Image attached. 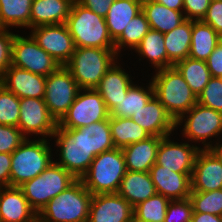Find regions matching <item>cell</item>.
Here are the masks:
<instances>
[{
  "instance_id": "obj_29",
  "label": "cell",
  "mask_w": 222,
  "mask_h": 222,
  "mask_svg": "<svg viewBox=\"0 0 222 222\" xmlns=\"http://www.w3.org/2000/svg\"><path fill=\"white\" fill-rule=\"evenodd\" d=\"M220 41L221 36L210 25L202 20H192L191 47L188 57L206 61Z\"/></svg>"
},
{
  "instance_id": "obj_46",
  "label": "cell",
  "mask_w": 222,
  "mask_h": 222,
  "mask_svg": "<svg viewBox=\"0 0 222 222\" xmlns=\"http://www.w3.org/2000/svg\"><path fill=\"white\" fill-rule=\"evenodd\" d=\"M207 67L210 71L211 77L222 76V41L218 43L214 51L206 60Z\"/></svg>"
},
{
  "instance_id": "obj_39",
  "label": "cell",
  "mask_w": 222,
  "mask_h": 222,
  "mask_svg": "<svg viewBox=\"0 0 222 222\" xmlns=\"http://www.w3.org/2000/svg\"><path fill=\"white\" fill-rule=\"evenodd\" d=\"M20 99L4 86L0 89V124L18 127Z\"/></svg>"
},
{
  "instance_id": "obj_44",
  "label": "cell",
  "mask_w": 222,
  "mask_h": 222,
  "mask_svg": "<svg viewBox=\"0 0 222 222\" xmlns=\"http://www.w3.org/2000/svg\"><path fill=\"white\" fill-rule=\"evenodd\" d=\"M211 0H183V14L186 20L200 21L208 10Z\"/></svg>"
},
{
  "instance_id": "obj_8",
  "label": "cell",
  "mask_w": 222,
  "mask_h": 222,
  "mask_svg": "<svg viewBox=\"0 0 222 222\" xmlns=\"http://www.w3.org/2000/svg\"><path fill=\"white\" fill-rule=\"evenodd\" d=\"M181 125H183L182 134L188 141L195 144L199 141L204 145L202 149H213L215 145L211 139L215 137L216 140L219 137L220 140L222 134V112L196 103L176 121V129Z\"/></svg>"
},
{
  "instance_id": "obj_25",
  "label": "cell",
  "mask_w": 222,
  "mask_h": 222,
  "mask_svg": "<svg viewBox=\"0 0 222 222\" xmlns=\"http://www.w3.org/2000/svg\"><path fill=\"white\" fill-rule=\"evenodd\" d=\"M73 2V0H33L30 28L66 23Z\"/></svg>"
},
{
  "instance_id": "obj_51",
  "label": "cell",
  "mask_w": 222,
  "mask_h": 222,
  "mask_svg": "<svg viewBox=\"0 0 222 222\" xmlns=\"http://www.w3.org/2000/svg\"><path fill=\"white\" fill-rule=\"evenodd\" d=\"M216 142V144H215V147L213 148L217 153H218V155L222 158V143L219 141L218 142V140L217 141H215ZM218 142V143H217Z\"/></svg>"
},
{
  "instance_id": "obj_15",
  "label": "cell",
  "mask_w": 222,
  "mask_h": 222,
  "mask_svg": "<svg viewBox=\"0 0 222 222\" xmlns=\"http://www.w3.org/2000/svg\"><path fill=\"white\" fill-rule=\"evenodd\" d=\"M222 188V158L214 149H200L194 161L191 192H208Z\"/></svg>"
},
{
  "instance_id": "obj_28",
  "label": "cell",
  "mask_w": 222,
  "mask_h": 222,
  "mask_svg": "<svg viewBox=\"0 0 222 222\" xmlns=\"http://www.w3.org/2000/svg\"><path fill=\"white\" fill-rule=\"evenodd\" d=\"M142 11L145 13L149 27L162 34L172 31L186 20L183 12L167 8L154 0L142 2Z\"/></svg>"
},
{
  "instance_id": "obj_42",
  "label": "cell",
  "mask_w": 222,
  "mask_h": 222,
  "mask_svg": "<svg viewBox=\"0 0 222 222\" xmlns=\"http://www.w3.org/2000/svg\"><path fill=\"white\" fill-rule=\"evenodd\" d=\"M25 139L18 127L0 124V153L11 154Z\"/></svg>"
},
{
  "instance_id": "obj_11",
  "label": "cell",
  "mask_w": 222,
  "mask_h": 222,
  "mask_svg": "<svg viewBox=\"0 0 222 222\" xmlns=\"http://www.w3.org/2000/svg\"><path fill=\"white\" fill-rule=\"evenodd\" d=\"M11 65L45 77L60 67V64L43 50L30 34L27 38L15 34L12 42Z\"/></svg>"
},
{
  "instance_id": "obj_43",
  "label": "cell",
  "mask_w": 222,
  "mask_h": 222,
  "mask_svg": "<svg viewBox=\"0 0 222 222\" xmlns=\"http://www.w3.org/2000/svg\"><path fill=\"white\" fill-rule=\"evenodd\" d=\"M9 29H0V79L3 78L5 71L11 66L12 42L15 33Z\"/></svg>"
},
{
  "instance_id": "obj_31",
  "label": "cell",
  "mask_w": 222,
  "mask_h": 222,
  "mask_svg": "<svg viewBox=\"0 0 222 222\" xmlns=\"http://www.w3.org/2000/svg\"><path fill=\"white\" fill-rule=\"evenodd\" d=\"M164 35L168 60L175 65L186 59L190 53L192 20L183 21L178 27Z\"/></svg>"
},
{
  "instance_id": "obj_26",
  "label": "cell",
  "mask_w": 222,
  "mask_h": 222,
  "mask_svg": "<svg viewBox=\"0 0 222 222\" xmlns=\"http://www.w3.org/2000/svg\"><path fill=\"white\" fill-rule=\"evenodd\" d=\"M133 207L155 195L156 189L149 172L125 173L117 192Z\"/></svg>"
},
{
  "instance_id": "obj_5",
  "label": "cell",
  "mask_w": 222,
  "mask_h": 222,
  "mask_svg": "<svg viewBox=\"0 0 222 222\" xmlns=\"http://www.w3.org/2000/svg\"><path fill=\"white\" fill-rule=\"evenodd\" d=\"M48 139L26 138L11 153L10 186L19 187L42 173L52 162V149Z\"/></svg>"
},
{
  "instance_id": "obj_34",
  "label": "cell",
  "mask_w": 222,
  "mask_h": 222,
  "mask_svg": "<svg viewBox=\"0 0 222 222\" xmlns=\"http://www.w3.org/2000/svg\"><path fill=\"white\" fill-rule=\"evenodd\" d=\"M33 0H0V27L30 28Z\"/></svg>"
},
{
  "instance_id": "obj_20",
  "label": "cell",
  "mask_w": 222,
  "mask_h": 222,
  "mask_svg": "<svg viewBox=\"0 0 222 222\" xmlns=\"http://www.w3.org/2000/svg\"><path fill=\"white\" fill-rule=\"evenodd\" d=\"M3 86L21 98H44L46 77L11 65L2 78Z\"/></svg>"
},
{
  "instance_id": "obj_27",
  "label": "cell",
  "mask_w": 222,
  "mask_h": 222,
  "mask_svg": "<svg viewBox=\"0 0 222 222\" xmlns=\"http://www.w3.org/2000/svg\"><path fill=\"white\" fill-rule=\"evenodd\" d=\"M142 11L140 0H115L105 17L108 33L115 42L130 20Z\"/></svg>"
},
{
  "instance_id": "obj_13",
  "label": "cell",
  "mask_w": 222,
  "mask_h": 222,
  "mask_svg": "<svg viewBox=\"0 0 222 222\" xmlns=\"http://www.w3.org/2000/svg\"><path fill=\"white\" fill-rule=\"evenodd\" d=\"M30 35L60 66H65L75 51V44L65 23L31 28Z\"/></svg>"
},
{
  "instance_id": "obj_24",
  "label": "cell",
  "mask_w": 222,
  "mask_h": 222,
  "mask_svg": "<svg viewBox=\"0 0 222 222\" xmlns=\"http://www.w3.org/2000/svg\"><path fill=\"white\" fill-rule=\"evenodd\" d=\"M161 138L160 136H150L122 148L126 169L133 172H149L156 163Z\"/></svg>"
},
{
  "instance_id": "obj_21",
  "label": "cell",
  "mask_w": 222,
  "mask_h": 222,
  "mask_svg": "<svg viewBox=\"0 0 222 222\" xmlns=\"http://www.w3.org/2000/svg\"><path fill=\"white\" fill-rule=\"evenodd\" d=\"M37 213L31 208L19 187L0 188V222H36Z\"/></svg>"
},
{
  "instance_id": "obj_18",
  "label": "cell",
  "mask_w": 222,
  "mask_h": 222,
  "mask_svg": "<svg viewBox=\"0 0 222 222\" xmlns=\"http://www.w3.org/2000/svg\"><path fill=\"white\" fill-rule=\"evenodd\" d=\"M149 174L158 194L169 200L189 198L192 173H177L155 163Z\"/></svg>"
},
{
  "instance_id": "obj_35",
  "label": "cell",
  "mask_w": 222,
  "mask_h": 222,
  "mask_svg": "<svg viewBox=\"0 0 222 222\" xmlns=\"http://www.w3.org/2000/svg\"><path fill=\"white\" fill-rule=\"evenodd\" d=\"M174 67L180 72L197 97L211 78L206 61L187 57L177 62Z\"/></svg>"
},
{
  "instance_id": "obj_38",
  "label": "cell",
  "mask_w": 222,
  "mask_h": 222,
  "mask_svg": "<svg viewBox=\"0 0 222 222\" xmlns=\"http://www.w3.org/2000/svg\"><path fill=\"white\" fill-rule=\"evenodd\" d=\"M194 212L222 216V188L208 192H190Z\"/></svg>"
},
{
  "instance_id": "obj_7",
  "label": "cell",
  "mask_w": 222,
  "mask_h": 222,
  "mask_svg": "<svg viewBox=\"0 0 222 222\" xmlns=\"http://www.w3.org/2000/svg\"><path fill=\"white\" fill-rule=\"evenodd\" d=\"M76 180L70 172L53 161L42 173L26 181L19 188L38 215L48 202Z\"/></svg>"
},
{
  "instance_id": "obj_47",
  "label": "cell",
  "mask_w": 222,
  "mask_h": 222,
  "mask_svg": "<svg viewBox=\"0 0 222 222\" xmlns=\"http://www.w3.org/2000/svg\"><path fill=\"white\" fill-rule=\"evenodd\" d=\"M77 1L85 8L90 9L92 12L105 18L111 4L115 0H77Z\"/></svg>"
},
{
  "instance_id": "obj_16",
  "label": "cell",
  "mask_w": 222,
  "mask_h": 222,
  "mask_svg": "<svg viewBox=\"0 0 222 222\" xmlns=\"http://www.w3.org/2000/svg\"><path fill=\"white\" fill-rule=\"evenodd\" d=\"M161 138L156 164L177 173H193L194 161L201 147L190 145L189 142H174L171 136Z\"/></svg>"
},
{
  "instance_id": "obj_23",
  "label": "cell",
  "mask_w": 222,
  "mask_h": 222,
  "mask_svg": "<svg viewBox=\"0 0 222 222\" xmlns=\"http://www.w3.org/2000/svg\"><path fill=\"white\" fill-rule=\"evenodd\" d=\"M67 130L74 136L77 145L85 147L94 156L115 148L109 118L82 128Z\"/></svg>"
},
{
  "instance_id": "obj_2",
  "label": "cell",
  "mask_w": 222,
  "mask_h": 222,
  "mask_svg": "<svg viewBox=\"0 0 222 222\" xmlns=\"http://www.w3.org/2000/svg\"><path fill=\"white\" fill-rule=\"evenodd\" d=\"M92 194L77 179L38 214L39 222H87Z\"/></svg>"
},
{
  "instance_id": "obj_30",
  "label": "cell",
  "mask_w": 222,
  "mask_h": 222,
  "mask_svg": "<svg viewBox=\"0 0 222 222\" xmlns=\"http://www.w3.org/2000/svg\"><path fill=\"white\" fill-rule=\"evenodd\" d=\"M134 51L140 57L147 58L155 71L174 66L167 57L164 35L157 30L150 28Z\"/></svg>"
},
{
  "instance_id": "obj_48",
  "label": "cell",
  "mask_w": 222,
  "mask_h": 222,
  "mask_svg": "<svg viewBox=\"0 0 222 222\" xmlns=\"http://www.w3.org/2000/svg\"><path fill=\"white\" fill-rule=\"evenodd\" d=\"M11 154L0 153V188L10 186Z\"/></svg>"
},
{
  "instance_id": "obj_41",
  "label": "cell",
  "mask_w": 222,
  "mask_h": 222,
  "mask_svg": "<svg viewBox=\"0 0 222 222\" xmlns=\"http://www.w3.org/2000/svg\"><path fill=\"white\" fill-rule=\"evenodd\" d=\"M193 208L189 198L170 200L164 222H191Z\"/></svg>"
},
{
  "instance_id": "obj_49",
  "label": "cell",
  "mask_w": 222,
  "mask_h": 222,
  "mask_svg": "<svg viewBox=\"0 0 222 222\" xmlns=\"http://www.w3.org/2000/svg\"><path fill=\"white\" fill-rule=\"evenodd\" d=\"M191 222H222V216L193 211Z\"/></svg>"
},
{
  "instance_id": "obj_1",
  "label": "cell",
  "mask_w": 222,
  "mask_h": 222,
  "mask_svg": "<svg viewBox=\"0 0 222 222\" xmlns=\"http://www.w3.org/2000/svg\"><path fill=\"white\" fill-rule=\"evenodd\" d=\"M151 82L155 97L175 122L197 103V96L174 66L157 70Z\"/></svg>"
},
{
  "instance_id": "obj_37",
  "label": "cell",
  "mask_w": 222,
  "mask_h": 222,
  "mask_svg": "<svg viewBox=\"0 0 222 222\" xmlns=\"http://www.w3.org/2000/svg\"><path fill=\"white\" fill-rule=\"evenodd\" d=\"M169 201L156 193L134 207V219L139 222H164Z\"/></svg>"
},
{
  "instance_id": "obj_6",
  "label": "cell",
  "mask_w": 222,
  "mask_h": 222,
  "mask_svg": "<svg viewBox=\"0 0 222 222\" xmlns=\"http://www.w3.org/2000/svg\"><path fill=\"white\" fill-rule=\"evenodd\" d=\"M118 57L115 49L76 47L65 67L81 89L95 88Z\"/></svg>"
},
{
  "instance_id": "obj_36",
  "label": "cell",
  "mask_w": 222,
  "mask_h": 222,
  "mask_svg": "<svg viewBox=\"0 0 222 222\" xmlns=\"http://www.w3.org/2000/svg\"><path fill=\"white\" fill-rule=\"evenodd\" d=\"M149 29L150 27L145 13L141 11L130 20L121 36L114 42L116 54L119 56L120 51L125 47L134 50L140 44Z\"/></svg>"
},
{
  "instance_id": "obj_52",
  "label": "cell",
  "mask_w": 222,
  "mask_h": 222,
  "mask_svg": "<svg viewBox=\"0 0 222 222\" xmlns=\"http://www.w3.org/2000/svg\"><path fill=\"white\" fill-rule=\"evenodd\" d=\"M3 87V80L0 79V89Z\"/></svg>"
},
{
  "instance_id": "obj_9",
  "label": "cell",
  "mask_w": 222,
  "mask_h": 222,
  "mask_svg": "<svg viewBox=\"0 0 222 222\" xmlns=\"http://www.w3.org/2000/svg\"><path fill=\"white\" fill-rule=\"evenodd\" d=\"M109 111L100 94L94 89H80L67 113L58 122L64 129H77L109 118Z\"/></svg>"
},
{
  "instance_id": "obj_19",
  "label": "cell",
  "mask_w": 222,
  "mask_h": 222,
  "mask_svg": "<svg viewBox=\"0 0 222 222\" xmlns=\"http://www.w3.org/2000/svg\"><path fill=\"white\" fill-rule=\"evenodd\" d=\"M131 118L151 136L165 137L171 135L176 129V122L155 95Z\"/></svg>"
},
{
  "instance_id": "obj_3",
  "label": "cell",
  "mask_w": 222,
  "mask_h": 222,
  "mask_svg": "<svg viewBox=\"0 0 222 222\" xmlns=\"http://www.w3.org/2000/svg\"><path fill=\"white\" fill-rule=\"evenodd\" d=\"M126 172L122 149L114 148L95 156L80 180L92 195L117 193Z\"/></svg>"
},
{
  "instance_id": "obj_40",
  "label": "cell",
  "mask_w": 222,
  "mask_h": 222,
  "mask_svg": "<svg viewBox=\"0 0 222 222\" xmlns=\"http://www.w3.org/2000/svg\"><path fill=\"white\" fill-rule=\"evenodd\" d=\"M197 103L222 112V79L211 77L202 92L198 95Z\"/></svg>"
},
{
  "instance_id": "obj_12",
  "label": "cell",
  "mask_w": 222,
  "mask_h": 222,
  "mask_svg": "<svg viewBox=\"0 0 222 222\" xmlns=\"http://www.w3.org/2000/svg\"><path fill=\"white\" fill-rule=\"evenodd\" d=\"M18 128L28 138L40 135L42 139L52 138L58 122L50 114L43 98H21Z\"/></svg>"
},
{
  "instance_id": "obj_10",
  "label": "cell",
  "mask_w": 222,
  "mask_h": 222,
  "mask_svg": "<svg viewBox=\"0 0 222 222\" xmlns=\"http://www.w3.org/2000/svg\"><path fill=\"white\" fill-rule=\"evenodd\" d=\"M80 87L71 72L60 66L46 77L44 102L50 114L59 122L77 97Z\"/></svg>"
},
{
  "instance_id": "obj_14",
  "label": "cell",
  "mask_w": 222,
  "mask_h": 222,
  "mask_svg": "<svg viewBox=\"0 0 222 222\" xmlns=\"http://www.w3.org/2000/svg\"><path fill=\"white\" fill-rule=\"evenodd\" d=\"M52 138L56 139L55 145L60 150L59 161L54 160V162L65 168L76 179H81L95 158L93 153L85 147L77 145L74 142V136L67 129L59 126H57Z\"/></svg>"
},
{
  "instance_id": "obj_32",
  "label": "cell",
  "mask_w": 222,
  "mask_h": 222,
  "mask_svg": "<svg viewBox=\"0 0 222 222\" xmlns=\"http://www.w3.org/2000/svg\"><path fill=\"white\" fill-rule=\"evenodd\" d=\"M111 137L115 148H124L132 143L145 140L151 135L131 117L109 116Z\"/></svg>"
},
{
  "instance_id": "obj_4",
  "label": "cell",
  "mask_w": 222,
  "mask_h": 222,
  "mask_svg": "<svg viewBox=\"0 0 222 222\" xmlns=\"http://www.w3.org/2000/svg\"><path fill=\"white\" fill-rule=\"evenodd\" d=\"M65 24L75 47L115 49L105 18L85 8L77 0L73 2Z\"/></svg>"
},
{
  "instance_id": "obj_22",
  "label": "cell",
  "mask_w": 222,
  "mask_h": 222,
  "mask_svg": "<svg viewBox=\"0 0 222 222\" xmlns=\"http://www.w3.org/2000/svg\"><path fill=\"white\" fill-rule=\"evenodd\" d=\"M117 62L110 67L99 84L94 88L104 100L109 112L115 105L119 104L128 89L134 84L132 77Z\"/></svg>"
},
{
  "instance_id": "obj_50",
  "label": "cell",
  "mask_w": 222,
  "mask_h": 222,
  "mask_svg": "<svg viewBox=\"0 0 222 222\" xmlns=\"http://www.w3.org/2000/svg\"><path fill=\"white\" fill-rule=\"evenodd\" d=\"M167 8L183 12V0H154Z\"/></svg>"
},
{
  "instance_id": "obj_17",
  "label": "cell",
  "mask_w": 222,
  "mask_h": 222,
  "mask_svg": "<svg viewBox=\"0 0 222 222\" xmlns=\"http://www.w3.org/2000/svg\"><path fill=\"white\" fill-rule=\"evenodd\" d=\"M134 207L118 193L92 195L87 222H132Z\"/></svg>"
},
{
  "instance_id": "obj_45",
  "label": "cell",
  "mask_w": 222,
  "mask_h": 222,
  "mask_svg": "<svg viewBox=\"0 0 222 222\" xmlns=\"http://www.w3.org/2000/svg\"><path fill=\"white\" fill-rule=\"evenodd\" d=\"M202 21L210 25L222 37V0H211Z\"/></svg>"
},
{
  "instance_id": "obj_33",
  "label": "cell",
  "mask_w": 222,
  "mask_h": 222,
  "mask_svg": "<svg viewBox=\"0 0 222 222\" xmlns=\"http://www.w3.org/2000/svg\"><path fill=\"white\" fill-rule=\"evenodd\" d=\"M154 96V87L152 82L148 87H142L133 84L127 91L126 95L120 100L119 104L109 112L111 117H131L139 111Z\"/></svg>"
}]
</instances>
